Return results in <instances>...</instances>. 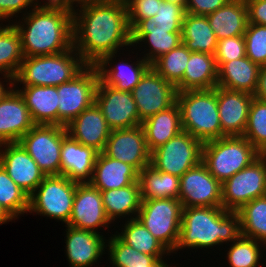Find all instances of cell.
<instances>
[{
  "label": "cell",
  "mask_w": 266,
  "mask_h": 267,
  "mask_svg": "<svg viewBox=\"0 0 266 267\" xmlns=\"http://www.w3.org/2000/svg\"><path fill=\"white\" fill-rule=\"evenodd\" d=\"M76 11L73 47L86 65H97L106 55L131 45L125 0H105Z\"/></svg>",
  "instance_id": "obj_1"
},
{
  "label": "cell",
  "mask_w": 266,
  "mask_h": 267,
  "mask_svg": "<svg viewBox=\"0 0 266 267\" xmlns=\"http://www.w3.org/2000/svg\"><path fill=\"white\" fill-rule=\"evenodd\" d=\"M29 12L23 14L25 24H13L20 34L24 57L54 55L73 47L70 12L44 4Z\"/></svg>",
  "instance_id": "obj_2"
},
{
  "label": "cell",
  "mask_w": 266,
  "mask_h": 267,
  "mask_svg": "<svg viewBox=\"0 0 266 267\" xmlns=\"http://www.w3.org/2000/svg\"><path fill=\"white\" fill-rule=\"evenodd\" d=\"M241 236L237 212L223 207H183L180 237L175 252L179 249H204L223 242H233Z\"/></svg>",
  "instance_id": "obj_3"
},
{
  "label": "cell",
  "mask_w": 266,
  "mask_h": 267,
  "mask_svg": "<svg viewBox=\"0 0 266 267\" xmlns=\"http://www.w3.org/2000/svg\"><path fill=\"white\" fill-rule=\"evenodd\" d=\"M183 131L202 143L222 138L218 113L217 87L209 90L177 92Z\"/></svg>",
  "instance_id": "obj_4"
},
{
  "label": "cell",
  "mask_w": 266,
  "mask_h": 267,
  "mask_svg": "<svg viewBox=\"0 0 266 267\" xmlns=\"http://www.w3.org/2000/svg\"><path fill=\"white\" fill-rule=\"evenodd\" d=\"M86 64L74 47L54 55L24 57L13 83L23 86H59L70 81Z\"/></svg>",
  "instance_id": "obj_5"
},
{
  "label": "cell",
  "mask_w": 266,
  "mask_h": 267,
  "mask_svg": "<svg viewBox=\"0 0 266 267\" xmlns=\"http://www.w3.org/2000/svg\"><path fill=\"white\" fill-rule=\"evenodd\" d=\"M261 155L243 136H225L202 147V162L221 184Z\"/></svg>",
  "instance_id": "obj_6"
},
{
  "label": "cell",
  "mask_w": 266,
  "mask_h": 267,
  "mask_svg": "<svg viewBox=\"0 0 266 267\" xmlns=\"http://www.w3.org/2000/svg\"><path fill=\"white\" fill-rule=\"evenodd\" d=\"M182 208L179 199H144L137 219L174 253L180 237Z\"/></svg>",
  "instance_id": "obj_7"
},
{
  "label": "cell",
  "mask_w": 266,
  "mask_h": 267,
  "mask_svg": "<svg viewBox=\"0 0 266 267\" xmlns=\"http://www.w3.org/2000/svg\"><path fill=\"white\" fill-rule=\"evenodd\" d=\"M64 175L46 176L29 196L28 212L68 223L77 184Z\"/></svg>",
  "instance_id": "obj_8"
},
{
  "label": "cell",
  "mask_w": 266,
  "mask_h": 267,
  "mask_svg": "<svg viewBox=\"0 0 266 267\" xmlns=\"http://www.w3.org/2000/svg\"><path fill=\"white\" fill-rule=\"evenodd\" d=\"M99 79L100 75L97 67L86 65L70 81L57 86L59 126H67L95 102Z\"/></svg>",
  "instance_id": "obj_9"
},
{
  "label": "cell",
  "mask_w": 266,
  "mask_h": 267,
  "mask_svg": "<svg viewBox=\"0 0 266 267\" xmlns=\"http://www.w3.org/2000/svg\"><path fill=\"white\" fill-rule=\"evenodd\" d=\"M64 126L35 124L18 143L46 176L61 175V147L67 136Z\"/></svg>",
  "instance_id": "obj_10"
},
{
  "label": "cell",
  "mask_w": 266,
  "mask_h": 267,
  "mask_svg": "<svg viewBox=\"0 0 266 267\" xmlns=\"http://www.w3.org/2000/svg\"><path fill=\"white\" fill-rule=\"evenodd\" d=\"M202 147L200 140L181 131L151 152L150 165L158 171L181 177L202 161Z\"/></svg>",
  "instance_id": "obj_11"
},
{
  "label": "cell",
  "mask_w": 266,
  "mask_h": 267,
  "mask_svg": "<svg viewBox=\"0 0 266 267\" xmlns=\"http://www.w3.org/2000/svg\"><path fill=\"white\" fill-rule=\"evenodd\" d=\"M222 207L236 212L257 197L266 195V155L225 180L221 186Z\"/></svg>",
  "instance_id": "obj_12"
},
{
  "label": "cell",
  "mask_w": 266,
  "mask_h": 267,
  "mask_svg": "<svg viewBox=\"0 0 266 267\" xmlns=\"http://www.w3.org/2000/svg\"><path fill=\"white\" fill-rule=\"evenodd\" d=\"M221 186L201 161L180 177L182 207H222Z\"/></svg>",
  "instance_id": "obj_13"
},
{
  "label": "cell",
  "mask_w": 266,
  "mask_h": 267,
  "mask_svg": "<svg viewBox=\"0 0 266 267\" xmlns=\"http://www.w3.org/2000/svg\"><path fill=\"white\" fill-rule=\"evenodd\" d=\"M176 94V87L150 67L132 90L140 120L168 109L176 102Z\"/></svg>",
  "instance_id": "obj_14"
},
{
  "label": "cell",
  "mask_w": 266,
  "mask_h": 267,
  "mask_svg": "<svg viewBox=\"0 0 266 267\" xmlns=\"http://www.w3.org/2000/svg\"><path fill=\"white\" fill-rule=\"evenodd\" d=\"M95 103L112 130L132 128L142 124L132 92L116 90L99 79Z\"/></svg>",
  "instance_id": "obj_15"
},
{
  "label": "cell",
  "mask_w": 266,
  "mask_h": 267,
  "mask_svg": "<svg viewBox=\"0 0 266 267\" xmlns=\"http://www.w3.org/2000/svg\"><path fill=\"white\" fill-rule=\"evenodd\" d=\"M102 152L115 160L130 164L138 172L148 166L151 160L142 125L112 130Z\"/></svg>",
  "instance_id": "obj_16"
},
{
  "label": "cell",
  "mask_w": 266,
  "mask_h": 267,
  "mask_svg": "<svg viewBox=\"0 0 266 267\" xmlns=\"http://www.w3.org/2000/svg\"><path fill=\"white\" fill-rule=\"evenodd\" d=\"M0 165L28 196L46 177L18 142L0 144Z\"/></svg>",
  "instance_id": "obj_17"
},
{
  "label": "cell",
  "mask_w": 266,
  "mask_h": 267,
  "mask_svg": "<svg viewBox=\"0 0 266 267\" xmlns=\"http://www.w3.org/2000/svg\"><path fill=\"white\" fill-rule=\"evenodd\" d=\"M111 222L106 216L101 191L89 182L78 183L70 219L66 225L97 232L98 227H109Z\"/></svg>",
  "instance_id": "obj_18"
},
{
  "label": "cell",
  "mask_w": 266,
  "mask_h": 267,
  "mask_svg": "<svg viewBox=\"0 0 266 267\" xmlns=\"http://www.w3.org/2000/svg\"><path fill=\"white\" fill-rule=\"evenodd\" d=\"M254 96L217 86L218 113L222 137L243 136Z\"/></svg>",
  "instance_id": "obj_19"
},
{
  "label": "cell",
  "mask_w": 266,
  "mask_h": 267,
  "mask_svg": "<svg viewBox=\"0 0 266 267\" xmlns=\"http://www.w3.org/2000/svg\"><path fill=\"white\" fill-rule=\"evenodd\" d=\"M0 101V144L18 142L35 124L18 90Z\"/></svg>",
  "instance_id": "obj_20"
},
{
  "label": "cell",
  "mask_w": 266,
  "mask_h": 267,
  "mask_svg": "<svg viewBox=\"0 0 266 267\" xmlns=\"http://www.w3.org/2000/svg\"><path fill=\"white\" fill-rule=\"evenodd\" d=\"M67 134L84 146L102 152L112 129L94 102L65 126Z\"/></svg>",
  "instance_id": "obj_21"
},
{
  "label": "cell",
  "mask_w": 266,
  "mask_h": 267,
  "mask_svg": "<svg viewBox=\"0 0 266 267\" xmlns=\"http://www.w3.org/2000/svg\"><path fill=\"white\" fill-rule=\"evenodd\" d=\"M66 256L71 267H90L102 257L106 248L100 232L66 225ZM101 256V257H100Z\"/></svg>",
  "instance_id": "obj_22"
},
{
  "label": "cell",
  "mask_w": 266,
  "mask_h": 267,
  "mask_svg": "<svg viewBox=\"0 0 266 267\" xmlns=\"http://www.w3.org/2000/svg\"><path fill=\"white\" fill-rule=\"evenodd\" d=\"M97 155L94 148L84 146L67 135L62 141L60 153L61 175L79 183L89 182Z\"/></svg>",
  "instance_id": "obj_23"
},
{
  "label": "cell",
  "mask_w": 266,
  "mask_h": 267,
  "mask_svg": "<svg viewBox=\"0 0 266 267\" xmlns=\"http://www.w3.org/2000/svg\"><path fill=\"white\" fill-rule=\"evenodd\" d=\"M139 172L130 164L98 152L89 183L100 191L118 189L138 182Z\"/></svg>",
  "instance_id": "obj_24"
},
{
  "label": "cell",
  "mask_w": 266,
  "mask_h": 267,
  "mask_svg": "<svg viewBox=\"0 0 266 267\" xmlns=\"http://www.w3.org/2000/svg\"><path fill=\"white\" fill-rule=\"evenodd\" d=\"M218 68L217 86L229 90L254 94L260 66L247 56L228 62H216Z\"/></svg>",
  "instance_id": "obj_25"
},
{
  "label": "cell",
  "mask_w": 266,
  "mask_h": 267,
  "mask_svg": "<svg viewBox=\"0 0 266 267\" xmlns=\"http://www.w3.org/2000/svg\"><path fill=\"white\" fill-rule=\"evenodd\" d=\"M117 53L106 55L97 65L100 79L108 86L114 87L116 90L132 92L139 83L144 73L151 67L146 60L137 58L136 64L124 63L111 66L113 58ZM108 64L109 68L108 69Z\"/></svg>",
  "instance_id": "obj_26"
},
{
  "label": "cell",
  "mask_w": 266,
  "mask_h": 267,
  "mask_svg": "<svg viewBox=\"0 0 266 267\" xmlns=\"http://www.w3.org/2000/svg\"><path fill=\"white\" fill-rule=\"evenodd\" d=\"M18 92L34 124L58 125L57 86H22Z\"/></svg>",
  "instance_id": "obj_27"
},
{
  "label": "cell",
  "mask_w": 266,
  "mask_h": 267,
  "mask_svg": "<svg viewBox=\"0 0 266 267\" xmlns=\"http://www.w3.org/2000/svg\"><path fill=\"white\" fill-rule=\"evenodd\" d=\"M218 68L214 55L191 52L183 79L175 86L177 92L209 90L217 87Z\"/></svg>",
  "instance_id": "obj_28"
},
{
  "label": "cell",
  "mask_w": 266,
  "mask_h": 267,
  "mask_svg": "<svg viewBox=\"0 0 266 267\" xmlns=\"http://www.w3.org/2000/svg\"><path fill=\"white\" fill-rule=\"evenodd\" d=\"M141 125L148 149L152 152L183 131L178 103L147 118Z\"/></svg>",
  "instance_id": "obj_29"
},
{
  "label": "cell",
  "mask_w": 266,
  "mask_h": 267,
  "mask_svg": "<svg viewBox=\"0 0 266 267\" xmlns=\"http://www.w3.org/2000/svg\"><path fill=\"white\" fill-rule=\"evenodd\" d=\"M207 18L217 40L242 36L248 24L245 0H229Z\"/></svg>",
  "instance_id": "obj_30"
},
{
  "label": "cell",
  "mask_w": 266,
  "mask_h": 267,
  "mask_svg": "<svg viewBox=\"0 0 266 267\" xmlns=\"http://www.w3.org/2000/svg\"><path fill=\"white\" fill-rule=\"evenodd\" d=\"M148 43V53L142 57L152 64L157 58L170 52L182 43L181 32H174L170 28L161 27H134L131 30V45ZM140 42V43H139Z\"/></svg>",
  "instance_id": "obj_31"
},
{
  "label": "cell",
  "mask_w": 266,
  "mask_h": 267,
  "mask_svg": "<svg viewBox=\"0 0 266 267\" xmlns=\"http://www.w3.org/2000/svg\"><path fill=\"white\" fill-rule=\"evenodd\" d=\"M181 36L190 52L215 54L217 39L207 16L185 13Z\"/></svg>",
  "instance_id": "obj_32"
},
{
  "label": "cell",
  "mask_w": 266,
  "mask_h": 267,
  "mask_svg": "<svg viewBox=\"0 0 266 267\" xmlns=\"http://www.w3.org/2000/svg\"><path fill=\"white\" fill-rule=\"evenodd\" d=\"M101 197L111 223L120 216L134 215L133 219L137 218L142 202L139 181L122 188L101 191Z\"/></svg>",
  "instance_id": "obj_33"
},
{
  "label": "cell",
  "mask_w": 266,
  "mask_h": 267,
  "mask_svg": "<svg viewBox=\"0 0 266 267\" xmlns=\"http://www.w3.org/2000/svg\"><path fill=\"white\" fill-rule=\"evenodd\" d=\"M141 200L179 199L180 177L156 170L150 164L139 172Z\"/></svg>",
  "instance_id": "obj_34"
},
{
  "label": "cell",
  "mask_w": 266,
  "mask_h": 267,
  "mask_svg": "<svg viewBox=\"0 0 266 267\" xmlns=\"http://www.w3.org/2000/svg\"><path fill=\"white\" fill-rule=\"evenodd\" d=\"M0 25V73L3 79L14 85L13 78L21 65L24 54L22 51L21 37L15 26ZM4 72V73H3ZM9 80V81H8Z\"/></svg>",
  "instance_id": "obj_35"
},
{
  "label": "cell",
  "mask_w": 266,
  "mask_h": 267,
  "mask_svg": "<svg viewBox=\"0 0 266 267\" xmlns=\"http://www.w3.org/2000/svg\"><path fill=\"white\" fill-rule=\"evenodd\" d=\"M123 227L122 232L116 236L139 252L153 257H163L171 253L137 218L133 219L132 216Z\"/></svg>",
  "instance_id": "obj_36"
},
{
  "label": "cell",
  "mask_w": 266,
  "mask_h": 267,
  "mask_svg": "<svg viewBox=\"0 0 266 267\" xmlns=\"http://www.w3.org/2000/svg\"><path fill=\"white\" fill-rule=\"evenodd\" d=\"M241 236L266 245V195L243 205L238 211Z\"/></svg>",
  "instance_id": "obj_37"
},
{
  "label": "cell",
  "mask_w": 266,
  "mask_h": 267,
  "mask_svg": "<svg viewBox=\"0 0 266 267\" xmlns=\"http://www.w3.org/2000/svg\"><path fill=\"white\" fill-rule=\"evenodd\" d=\"M107 240L109 259L113 267H155L159 262H164L163 257H153L144 254L122 242L116 234Z\"/></svg>",
  "instance_id": "obj_38"
},
{
  "label": "cell",
  "mask_w": 266,
  "mask_h": 267,
  "mask_svg": "<svg viewBox=\"0 0 266 267\" xmlns=\"http://www.w3.org/2000/svg\"><path fill=\"white\" fill-rule=\"evenodd\" d=\"M190 55L191 52L181 43L170 52L157 58L151 67L166 81L176 86L183 79Z\"/></svg>",
  "instance_id": "obj_39"
},
{
  "label": "cell",
  "mask_w": 266,
  "mask_h": 267,
  "mask_svg": "<svg viewBox=\"0 0 266 267\" xmlns=\"http://www.w3.org/2000/svg\"><path fill=\"white\" fill-rule=\"evenodd\" d=\"M0 206L13 218L29 210V196L10 178L0 165Z\"/></svg>",
  "instance_id": "obj_40"
},
{
  "label": "cell",
  "mask_w": 266,
  "mask_h": 267,
  "mask_svg": "<svg viewBox=\"0 0 266 267\" xmlns=\"http://www.w3.org/2000/svg\"><path fill=\"white\" fill-rule=\"evenodd\" d=\"M262 155H266V102L253 98L243 134Z\"/></svg>",
  "instance_id": "obj_41"
},
{
  "label": "cell",
  "mask_w": 266,
  "mask_h": 267,
  "mask_svg": "<svg viewBox=\"0 0 266 267\" xmlns=\"http://www.w3.org/2000/svg\"><path fill=\"white\" fill-rule=\"evenodd\" d=\"M261 245L266 247L265 244L255 239L240 236L233 241L227 253L230 267H260L258 261L261 259L260 257H263L260 253Z\"/></svg>",
  "instance_id": "obj_42"
},
{
  "label": "cell",
  "mask_w": 266,
  "mask_h": 267,
  "mask_svg": "<svg viewBox=\"0 0 266 267\" xmlns=\"http://www.w3.org/2000/svg\"><path fill=\"white\" fill-rule=\"evenodd\" d=\"M185 13L182 6L162 1L155 16L141 20L135 27H161L181 32Z\"/></svg>",
  "instance_id": "obj_43"
},
{
  "label": "cell",
  "mask_w": 266,
  "mask_h": 267,
  "mask_svg": "<svg viewBox=\"0 0 266 267\" xmlns=\"http://www.w3.org/2000/svg\"><path fill=\"white\" fill-rule=\"evenodd\" d=\"M246 56L259 66L266 65V25L248 23L244 33Z\"/></svg>",
  "instance_id": "obj_44"
},
{
  "label": "cell",
  "mask_w": 266,
  "mask_h": 267,
  "mask_svg": "<svg viewBox=\"0 0 266 267\" xmlns=\"http://www.w3.org/2000/svg\"><path fill=\"white\" fill-rule=\"evenodd\" d=\"M246 56L244 35L217 40L215 62H228Z\"/></svg>",
  "instance_id": "obj_45"
},
{
  "label": "cell",
  "mask_w": 266,
  "mask_h": 267,
  "mask_svg": "<svg viewBox=\"0 0 266 267\" xmlns=\"http://www.w3.org/2000/svg\"><path fill=\"white\" fill-rule=\"evenodd\" d=\"M163 0H125L129 28L132 30L141 20L156 15Z\"/></svg>",
  "instance_id": "obj_46"
},
{
  "label": "cell",
  "mask_w": 266,
  "mask_h": 267,
  "mask_svg": "<svg viewBox=\"0 0 266 267\" xmlns=\"http://www.w3.org/2000/svg\"><path fill=\"white\" fill-rule=\"evenodd\" d=\"M229 0H188L185 12L207 16L223 7Z\"/></svg>",
  "instance_id": "obj_47"
},
{
  "label": "cell",
  "mask_w": 266,
  "mask_h": 267,
  "mask_svg": "<svg viewBox=\"0 0 266 267\" xmlns=\"http://www.w3.org/2000/svg\"><path fill=\"white\" fill-rule=\"evenodd\" d=\"M38 1L39 0H0V21H4L5 19L9 20L14 14L21 13V10L26 8V10H28L29 7L35 8L39 4Z\"/></svg>",
  "instance_id": "obj_48"
},
{
  "label": "cell",
  "mask_w": 266,
  "mask_h": 267,
  "mask_svg": "<svg viewBox=\"0 0 266 267\" xmlns=\"http://www.w3.org/2000/svg\"><path fill=\"white\" fill-rule=\"evenodd\" d=\"M248 23L266 25V0H245Z\"/></svg>",
  "instance_id": "obj_49"
},
{
  "label": "cell",
  "mask_w": 266,
  "mask_h": 267,
  "mask_svg": "<svg viewBox=\"0 0 266 267\" xmlns=\"http://www.w3.org/2000/svg\"><path fill=\"white\" fill-rule=\"evenodd\" d=\"M46 1L47 3L44 2L46 6L66 10L73 15L77 11L73 6L76 2L77 3L75 6L80 7V9H82L87 6H92L94 4L102 3L105 0H46ZM77 4H79V6Z\"/></svg>",
  "instance_id": "obj_50"
},
{
  "label": "cell",
  "mask_w": 266,
  "mask_h": 267,
  "mask_svg": "<svg viewBox=\"0 0 266 267\" xmlns=\"http://www.w3.org/2000/svg\"><path fill=\"white\" fill-rule=\"evenodd\" d=\"M253 96L266 102V65L260 66L257 87Z\"/></svg>",
  "instance_id": "obj_51"
},
{
  "label": "cell",
  "mask_w": 266,
  "mask_h": 267,
  "mask_svg": "<svg viewBox=\"0 0 266 267\" xmlns=\"http://www.w3.org/2000/svg\"><path fill=\"white\" fill-rule=\"evenodd\" d=\"M12 220L13 218L0 206V224L2 225Z\"/></svg>",
  "instance_id": "obj_52"
},
{
  "label": "cell",
  "mask_w": 266,
  "mask_h": 267,
  "mask_svg": "<svg viewBox=\"0 0 266 267\" xmlns=\"http://www.w3.org/2000/svg\"><path fill=\"white\" fill-rule=\"evenodd\" d=\"M12 87H14V85H10L8 88H5L2 81H0V101L10 92Z\"/></svg>",
  "instance_id": "obj_53"
},
{
  "label": "cell",
  "mask_w": 266,
  "mask_h": 267,
  "mask_svg": "<svg viewBox=\"0 0 266 267\" xmlns=\"http://www.w3.org/2000/svg\"><path fill=\"white\" fill-rule=\"evenodd\" d=\"M163 1L178 4V5L182 6L184 9H186V5L188 2V0H163Z\"/></svg>",
  "instance_id": "obj_54"
},
{
  "label": "cell",
  "mask_w": 266,
  "mask_h": 267,
  "mask_svg": "<svg viewBox=\"0 0 266 267\" xmlns=\"http://www.w3.org/2000/svg\"><path fill=\"white\" fill-rule=\"evenodd\" d=\"M155 267H172V266L167 265L166 262H159Z\"/></svg>",
  "instance_id": "obj_55"
}]
</instances>
